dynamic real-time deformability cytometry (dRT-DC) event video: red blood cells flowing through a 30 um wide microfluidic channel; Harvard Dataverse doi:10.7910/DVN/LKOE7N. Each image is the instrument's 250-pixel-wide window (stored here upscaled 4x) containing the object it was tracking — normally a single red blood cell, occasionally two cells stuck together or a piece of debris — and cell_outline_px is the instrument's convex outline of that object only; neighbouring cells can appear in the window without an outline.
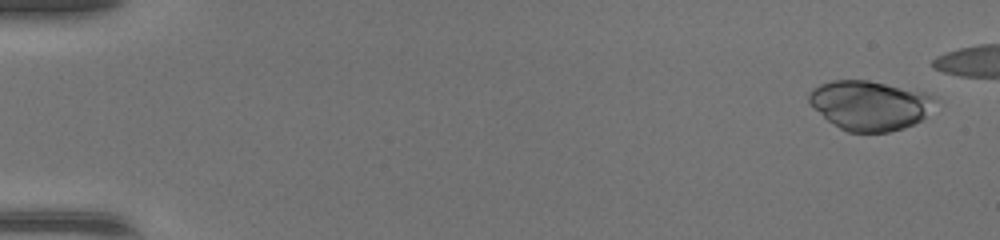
{"species": "common noctule bat (a hibernating species)", "species_latin": "Nyctalus noctula", "temperature_condition": "warm", "stored_images_in_passage": 13, "camera_frame_rate_fps": 3000, "um_per_image_px": 0.085, "animal": {"sex": "female", "body_mass_g": 17.0, "forearm_length_mm": 48.0}, "frame": {"image": 1, "passage_image": 3, "time_ms": 0.667, "image_size_px": [1000, 240], "cell_outline_px": [[936, 100], [924, 116], [920, 120], [904, 128], [888, 132], [848, 132], [840, 128], [828, 120], [808, 100], [808, 92], [812, 88], [820, 84], [832, 80], [868, 80], [924, 92], [936, 96]], "centroid_in_image_um": [73.92, 8.94], "position_along_channel_um": 11.1, "area_um2": 36.01}}